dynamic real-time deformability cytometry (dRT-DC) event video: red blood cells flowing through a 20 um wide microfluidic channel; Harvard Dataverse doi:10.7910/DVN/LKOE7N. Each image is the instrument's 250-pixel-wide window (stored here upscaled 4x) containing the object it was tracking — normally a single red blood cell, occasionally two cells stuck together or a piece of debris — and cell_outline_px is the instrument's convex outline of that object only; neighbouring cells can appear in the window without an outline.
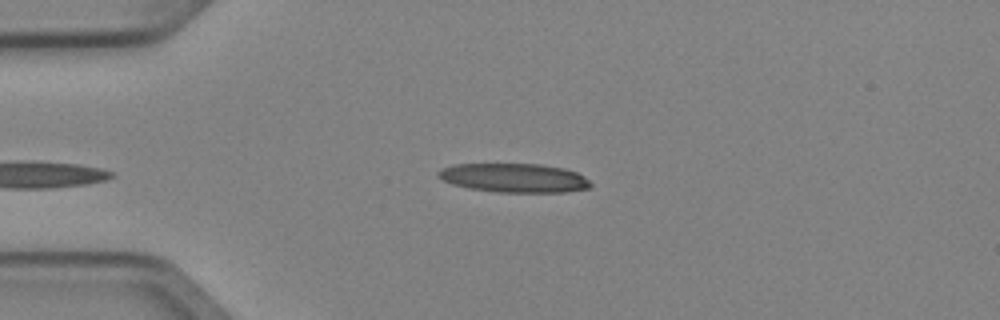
{"species": "Egyptian fruit bat (a non-hibernating species)", "species_latin": "Rousettus aegyptiacus", "temperature_condition": "cold", "stored_images_in_passage": 4, "camera_frame_rate_fps": 3000, "um_per_image_px": 0.085, "animal": {"sex": "female"}, "frame": {"image": 1, "passage_image": 4, "time_ms": 1.0, "image_size_px": [1000, 320], "cell_outline_px": [[592, 184], [588, 188], [564, 192], [496, 192], [468, 188], [452, 184], [436, 176], [436, 172], [440, 168], [452, 164], [540, 164], [564, 168], [576, 172], [584, 176]], "centroid_in_image_um": [43.66, 15.11], "position_along_channel_um": 41.3, "area_um2": 25.84}}